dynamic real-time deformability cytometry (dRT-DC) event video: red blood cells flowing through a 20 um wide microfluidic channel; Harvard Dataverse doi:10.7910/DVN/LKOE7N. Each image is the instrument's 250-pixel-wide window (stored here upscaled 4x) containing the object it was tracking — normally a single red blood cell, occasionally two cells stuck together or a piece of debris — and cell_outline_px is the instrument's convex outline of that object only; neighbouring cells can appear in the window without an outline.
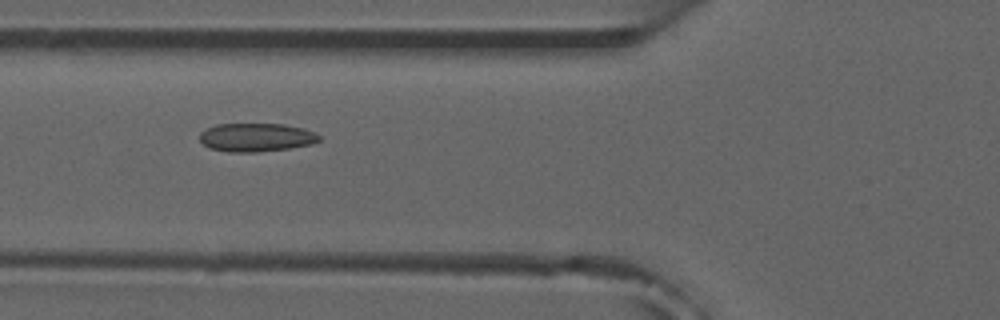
{"species": "common noctule bat (a hibernating species)", "species_latin": "Nyctalus noctula", "temperature_condition": "room temperature", "stored_images_in_passage": 8, "camera_frame_rate_fps": 3000, "um_per_image_px": 0.085, "animal": {"sex": "male", "forearm_length_mm": 52.5}, "frame": {"image": 1, "passage_image": 6, "time_ms": 5.667, "image_size_px": [1000, 320], "cell_outline_px": [[320, 140], [312, 144], [288, 148], [256, 152], [228, 152], [208, 148], [200, 140], [200, 132], [216, 124], [284, 124], [300, 128], [312, 132], [320, 136]], "centroid_in_image_um": [21.74, 11.68], "position_along_channel_um": 104.1, "area_um2": 19.65}}
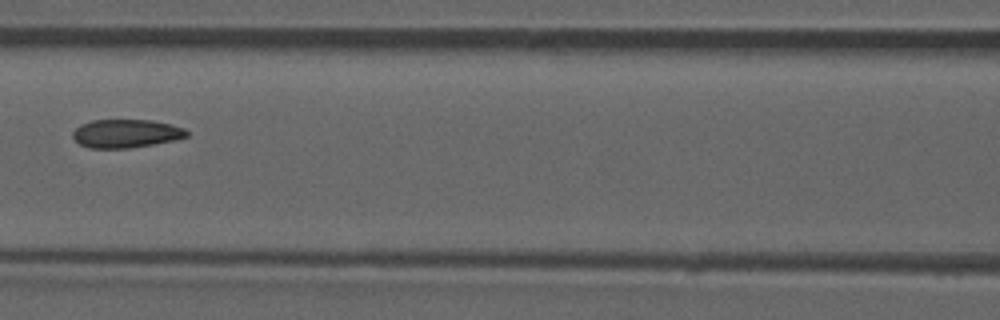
{"frame": {"image": 2, "passage_image": 7, "time_ms": 7.0, "image_size_px": [1000, 320], "cell_outline_px": [[188, 136], [176, 140], [128, 148], [88, 148], [80, 144], [72, 136], [72, 132], [80, 124], [92, 120], [152, 120], [172, 124], [184, 128], [188, 132]], "centroid_in_image_um": [10.71, 11.34], "position_along_channel_um": 155.9, "area_um2": 18.9}}